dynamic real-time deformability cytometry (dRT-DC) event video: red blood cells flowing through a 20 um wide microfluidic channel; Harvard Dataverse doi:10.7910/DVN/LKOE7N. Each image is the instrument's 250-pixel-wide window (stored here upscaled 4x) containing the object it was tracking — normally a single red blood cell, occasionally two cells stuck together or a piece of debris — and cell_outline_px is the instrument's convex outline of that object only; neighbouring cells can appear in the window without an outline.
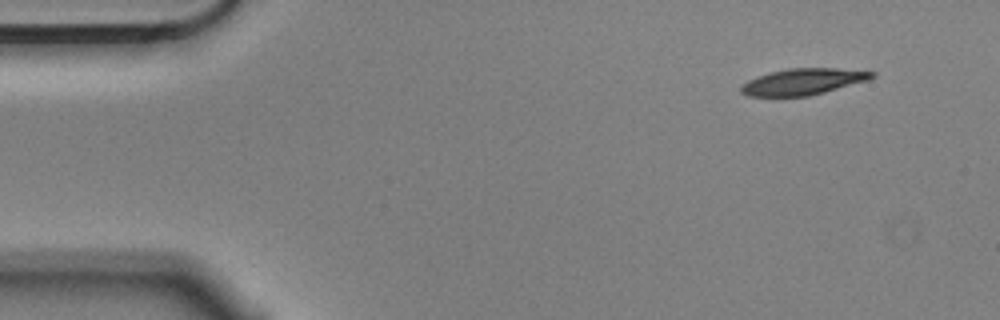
{"species": "Egyptian fruit bat (a non-hibernating species)", "species_latin": "Rousettus aegyptiacus", "temperature_condition": "cold", "stored_images_in_passage": 51, "camera_frame_rate_fps": 3000, "um_per_image_px": 0.085, "animal": {"sex": "male"}, "frame": {"image": 1, "passage_image": 1, "time_ms": 0.0, "image_size_px": [1000, 320], "cell_outline_px": [[876, 76], [868, 80], [824, 92], [808, 96], [748, 96], [740, 92], [740, 88], [748, 80], [772, 72], [788, 68], [836, 68], [876, 72]], "centroid_in_image_um": [68.29, 6.94], "position_along_channel_um": 16.7, "area_um2": 19.83}}
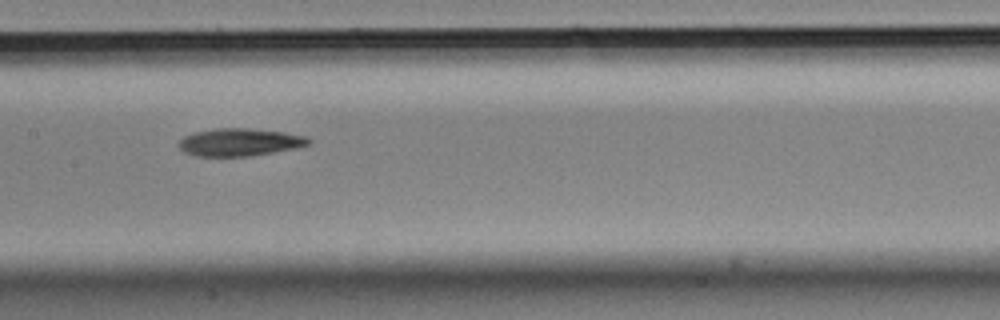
{"frame": {"image": 2, "passage_image": 23, "time_ms": 7.333, "image_size_px": [1000, 320], "cell_outline_px": [[312, 144], [296, 148], [252, 156], [196, 156], [184, 152], [180, 148], [180, 140], [184, 136], [196, 132], [216, 128], [248, 128], [284, 132], [308, 136], [312, 140]], "centroid_in_image_um": [20.44, 12.08], "position_along_channel_um": 187.0, "area_um2": 20.98}}
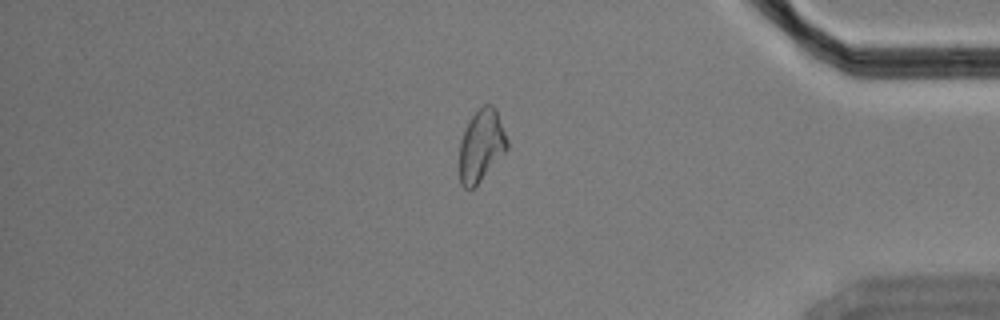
{"frame": {"image": 3, "passage_image": 43, "time_ms": 14.0, "image_size_px": [1000, 320], "cell_outline_px": [[508, 148], [476, 188], [464, 188], [460, 184], [460, 140], [468, 120], [484, 104], [492, 104], [496, 108], [508, 140]], "centroid_in_image_um": [40.91, 12.39], "position_along_channel_um": 394.3, "area_um2": 20.23}}